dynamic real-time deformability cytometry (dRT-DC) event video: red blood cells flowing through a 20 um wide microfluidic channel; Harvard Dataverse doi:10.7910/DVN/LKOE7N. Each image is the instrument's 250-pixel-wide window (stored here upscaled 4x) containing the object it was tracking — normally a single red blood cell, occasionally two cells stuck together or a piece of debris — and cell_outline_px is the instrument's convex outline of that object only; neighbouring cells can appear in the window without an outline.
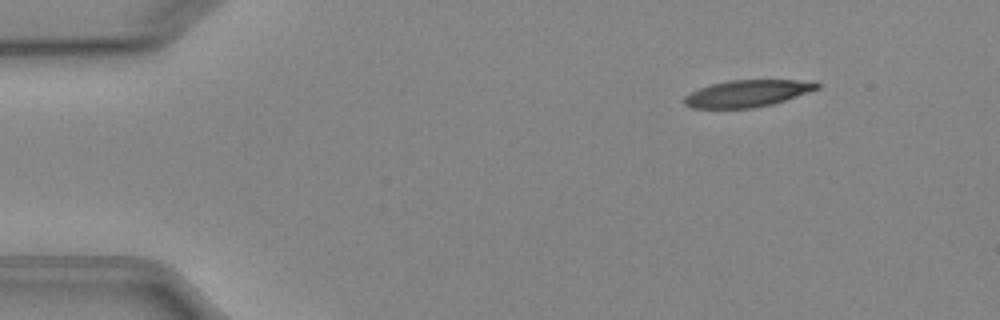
{"species": "Egyptian fruit bat (a non-hibernating species)", "species_latin": "Rousettus aegyptiacus", "temperature_condition": "cold", "stored_images_in_passage": 4, "camera_frame_rate_fps": 3000, "um_per_image_px": 0.085, "animal": {"sex": "female"}, "frame": {"image": 1, "passage_image": 2, "time_ms": 2.0, "image_size_px": [1000, 320], "cell_outline_px": [[820, 88], [772, 104], [752, 108], [692, 108], [684, 104], [684, 96], [700, 88], [712, 84], [728, 80], [816, 80], [820, 84]], "centroid_in_image_um": [63.56, 7.93], "position_along_channel_um": 21.4, "area_um2": 20.75}}